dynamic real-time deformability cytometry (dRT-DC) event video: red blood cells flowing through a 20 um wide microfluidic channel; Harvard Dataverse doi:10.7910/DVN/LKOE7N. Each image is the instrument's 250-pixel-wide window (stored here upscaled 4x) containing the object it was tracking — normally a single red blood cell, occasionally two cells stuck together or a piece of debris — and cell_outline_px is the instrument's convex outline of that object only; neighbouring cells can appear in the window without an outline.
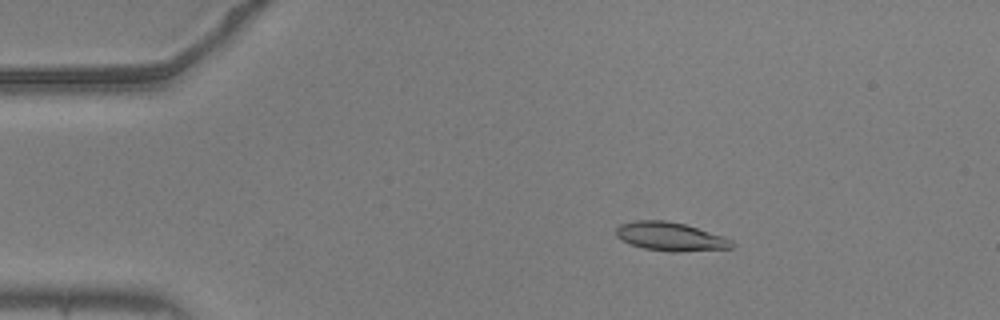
{"species": "common noctule bat (a hibernating species)", "species_latin": "Nyctalus noctula", "temperature_condition": "warm", "stored_images_in_passage": 55, "camera_frame_rate_fps": 3000, "um_per_image_px": 0.085, "animal": {"sex": "male", "body_mass_g": 20.5, "forearm_length_mm": 52.5}, "frame": {"image": 1, "passage_image": 9, "time_ms": 2.667, "image_size_px": [1000, 320], "cell_outline_px": [[736, 244], [732, 248], [676, 252], [672, 252], [644, 248], [632, 244], [616, 236], [616, 228], [620, 224], [636, 220], [664, 220], [684, 224], [724, 236], [732, 240]], "centroid_in_image_um": [57.02, 20.1], "position_along_channel_um": 28.0, "area_um2": 19.19}}
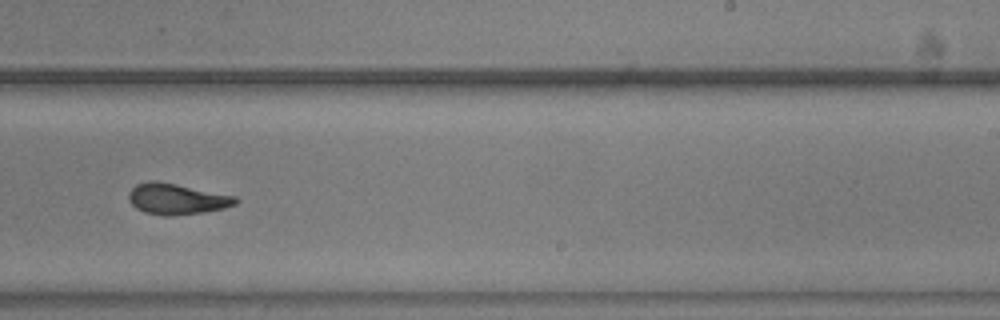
{"frame": {"image": 2, "passage_image": 34, "time_ms": 11.0, "image_size_px": [1000, 320], "cell_outline_px": [[240, 200], [236, 204], [224, 208], [204, 212], [168, 216], [164, 216], [144, 212], [136, 208], [128, 200], [128, 192], [136, 184], [148, 180], [152, 180], [176, 184], [236, 196]], "centroid_in_image_um": [15.01, 16.91], "position_along_channel_um": 274.0, "area_um2": 19.31}}
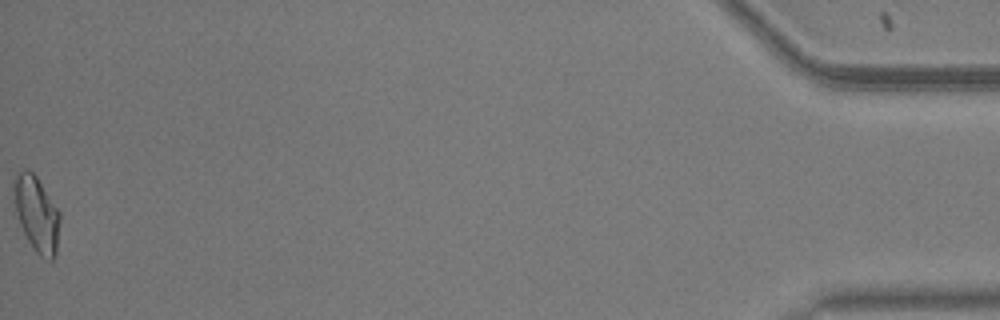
{"frame": {"image": 3, "passage_image": 55, "time_ms": 18.0, "image_size_px": [1000, 320], "cell_outline_px": [[60, 220], [56, 252], [52, 260], [48, 260], [40, 256], [36, 252], [28, 240], [20, 224], [16, 212], [12, 184], [16, 172], [24, 168], [28, 168], [36, 176], [60, 212]], "centroid_in_image_um": [3.1, 18.14], "position_along_channel_um": 432.1, "area_um2": 20.23}, "authors_computed_cell_mechanics": {"area_um2": 19.1318, "velocity_mm_per_s": 3.671, "shape_relaxation_time_tau1_ms": 9.1347, "shape_relaxation_time_tau2_ms": 1.9578, "deformation_change_tau1": 0.2567, "deformation_change_tau2": 0.0933}}